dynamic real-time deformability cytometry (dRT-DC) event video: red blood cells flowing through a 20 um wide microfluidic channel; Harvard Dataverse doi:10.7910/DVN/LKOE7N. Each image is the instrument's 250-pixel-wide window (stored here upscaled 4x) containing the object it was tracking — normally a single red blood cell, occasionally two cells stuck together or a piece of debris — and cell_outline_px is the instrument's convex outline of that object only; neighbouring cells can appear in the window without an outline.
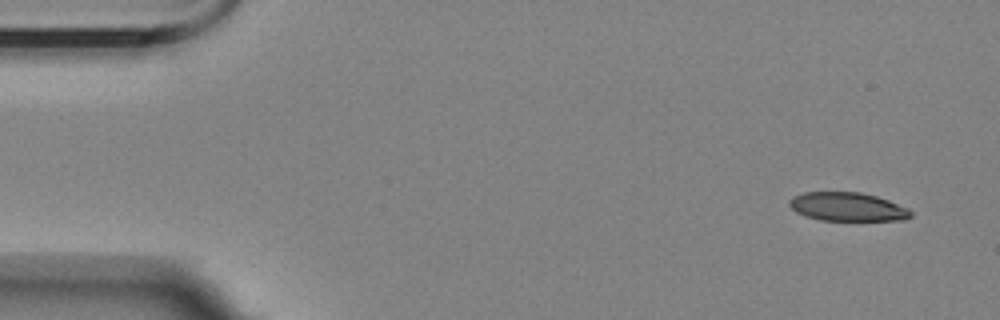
{"species": "Egyptian fruit bat (a non-hibernating species)", "species_latin": "Rousettus aegyptiacus", "temperature_condition": "room temperature", "stored_images_in_passage": 7, "camera_frame_rate_fps": 3000, "um_per_image_px": 0.085, "animal": {"sex": "female"}, "frame": {"image": 1, "passage_image": 1, "time_ms": 0.0, "image_size_px": [1000, 320], "cell_outline_px": [[912, 216], [904, 220], [820, 220], [804, 216], [796, 212], [788, 204], [788, 200], [804, 192], [860, 192], [876, 196], [888, 200], [908, 208], [912, 212]], "centroid_in_image_um": [72.03, 17.58], "position_along_channel_um": 13.0, "area_um2": 20.23}}
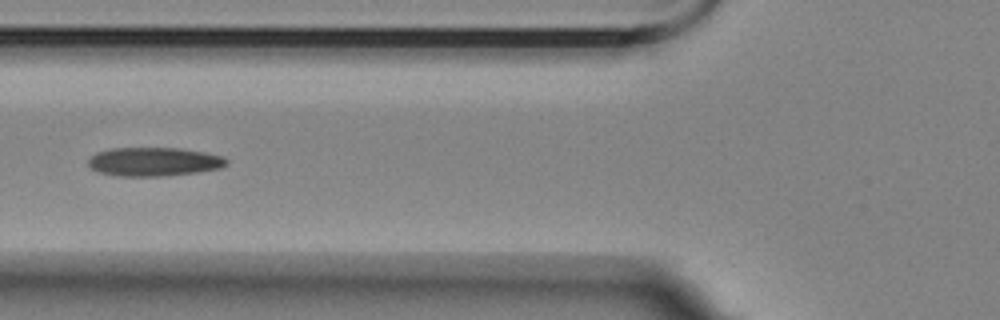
{"frame": {"image": 2, "passage_image": 6, "time_ms": 6.0, "image_size_px": [1000, 320], "cell_outline_px": [[228, 164], [220, 168], [196, 172], [164, 176], [120, 176], [96, 172], [88, 164], [88, 160], [96, 152], [108, 148], [180, 148], [204, 152], [224, 156], [228, 160]], "centroid_in_image_um": [13.08, 13.74], "position_along_channel_um": 112.7, "area_um2": 23.29}}
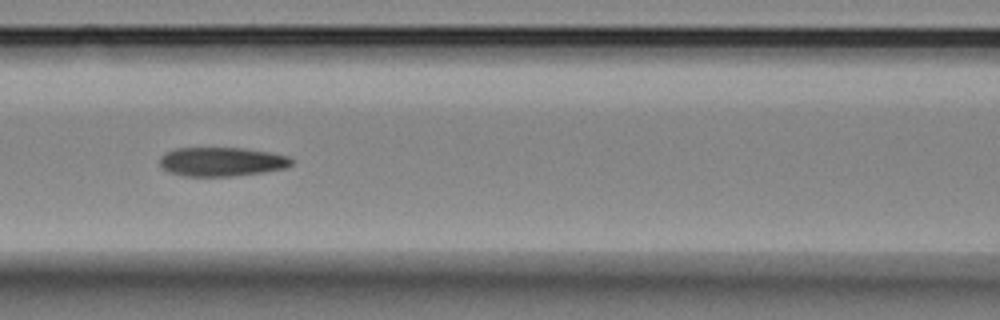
{"frame": {"image": 3, "passage_image": 7, "time_ms": 7.0, "image_size_px": [1000, 320], "cell_outline_px": [[296, 160], [292, 164], [284, 168], [264, 172], [236, 176], [184, 176], [168, 172], [160, 164], [160, 156], [176, 148], [244, 148], [268, 152], [288, 156]], "centroid_in_image_um": [18.87, 13.75], "position_along_channel_um": 147.7, "area_um2": 22.31}}